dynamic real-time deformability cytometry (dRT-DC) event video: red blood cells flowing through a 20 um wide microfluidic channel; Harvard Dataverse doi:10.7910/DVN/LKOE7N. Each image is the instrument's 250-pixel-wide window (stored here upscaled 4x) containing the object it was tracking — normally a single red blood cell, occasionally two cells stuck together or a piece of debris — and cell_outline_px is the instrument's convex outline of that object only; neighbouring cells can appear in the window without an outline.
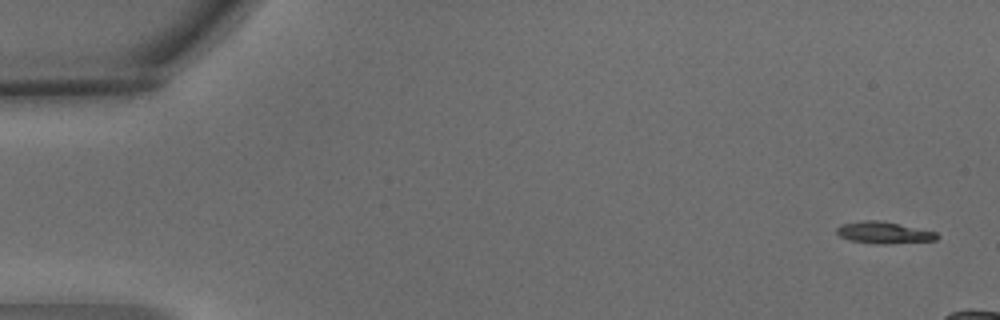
{"species": "common noctule bat (a hibernating species)", "species_latin": "Nyctalus noctula", "temperature_condition": "warm", "stored_images_in_passage": 8, "camera_frame_rate_fps": 3000, "um_per_image_px": 0.085, "animal": {"sex": "male", "body_mass_g": 15.6}, "frame": {"image": 1, "passage_image": 1, "time_ms": 0.0, "image_size_px": [1000, 320], "cell_outline_px": [[940, 236], [936, 240], [884, 244], [876, 244], [848, 240], [840, 236], [836, 232], [836, 228], [840, 224], [864, 220], [880, 220], [936, 232]], "centroid_in_image_um": [75.09, 19.77], "position_along_channel_um": 9.9, "area_um2": 12.72}}
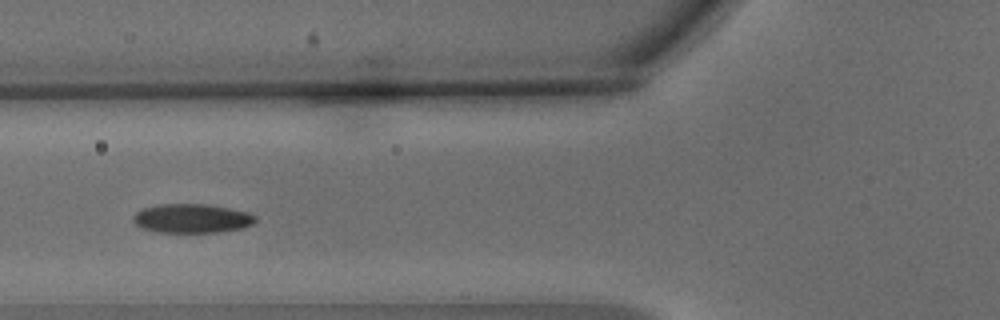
{"frame": {"image": 2, "passage_image": 7, "time_ms": 2.0, "image_size_px": [1000, 320], "cell_outline_px": [[256, 220], [252, 224], [244, 228], [220, 232], [156, 232], [144, 228], [136, 224], [132, 220], [132, 216], [140, 208], [160, 204], [208, 204], [248, 212], [256, 216]], "centroid_in_image_um": [16.3, 18.56], "position_along_channel_um": 109.5, "area_um2": 20.81}}
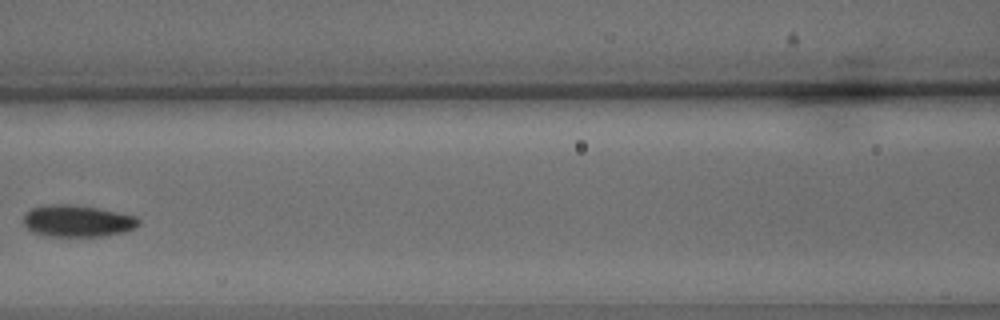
{"frame": {"image": 3, "passage_image": 8, "time_ms": 2.333, "image_size_px": [1000, 320], "cell_outline_px": [[140, 224], [124, 232], [104, 236], [48, 236], [32, 232], [24, 224], [24, 216], [32, 208], [52, 204], [64, 204], [96, 208], [136, 216], [140, 220]], "centroid_in_image_um": [6.59, 18.79], "position_along_channel_um": 160.0, "area_um2": 20.98}}